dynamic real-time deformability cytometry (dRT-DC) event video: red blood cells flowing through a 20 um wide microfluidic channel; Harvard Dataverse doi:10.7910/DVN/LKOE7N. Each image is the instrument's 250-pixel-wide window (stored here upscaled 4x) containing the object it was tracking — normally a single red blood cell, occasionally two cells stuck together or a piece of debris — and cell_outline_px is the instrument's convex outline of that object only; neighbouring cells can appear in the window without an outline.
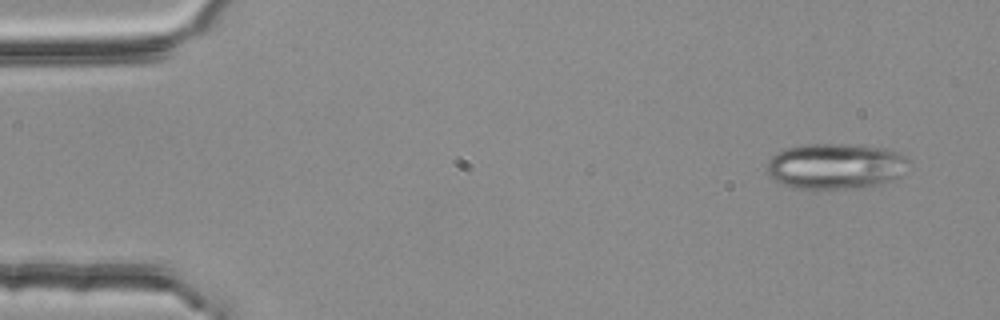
{"species": "common noctule bat (a hibernating species)", "species_latin": "Nyctalus noctula", "temperature_condition": "room temperature", "stored_images_in_passage": 4, "camera_frame_rate_fps": 3000, "um_per_image_px": 0.085, "animal": {"sex": "female", "body_mass_g": 25.1}, "frame": {"image": 1, "passage_image": 1, "time_ms": 0.0, "image_size_px": [1000, 320], "cell_outline_px": [[908, 160], [900, 176], [892, 180], [868, 188], [796, 188], [784, 184], [776, 180], [768, 172], [768, 160], [776, 152], [800, 144], [848, 144], [884, 148], [904, 156]], "centroid_in_image_um": [71.01, 14.12], "position_along_channel_um": 14.0, "area_um2": 37.4}}